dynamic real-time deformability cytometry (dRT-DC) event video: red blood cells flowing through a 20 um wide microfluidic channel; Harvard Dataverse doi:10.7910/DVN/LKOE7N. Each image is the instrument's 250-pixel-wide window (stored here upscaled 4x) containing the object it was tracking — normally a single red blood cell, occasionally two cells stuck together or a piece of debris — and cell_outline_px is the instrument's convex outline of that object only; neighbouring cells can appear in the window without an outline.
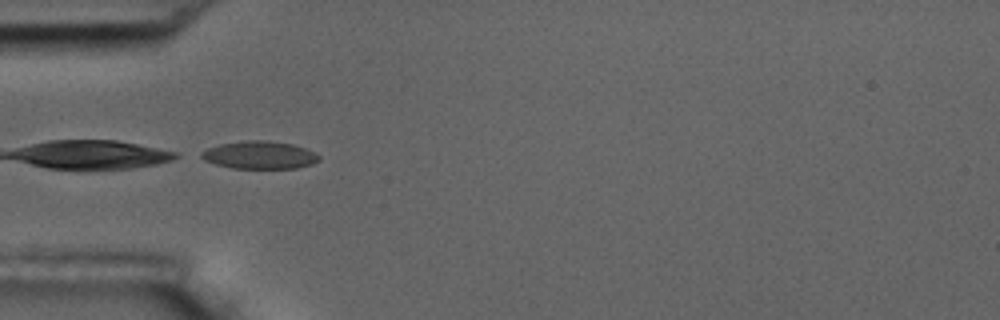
{"species": "common noctule bat (a hibernating species)", "species_latin": "Nyctalus noctula", "temperature_condition": "room temperature", "stored_images_in_passage": 14, "camera_frame_rate_fps": 3000, "um_per_image_px": 0.085, "animal": {"sex": "male", "body_mass_g": 17.5, "forearm_length_mm": 52.3}, "frame": {"image": 1, "passage_image": 5, "time_ms": 5.667, "image_size_px": [1000, 320], "cell_outline_px": [[320, 160], [312, 164], [296, 168], [232, 168], [216, 164], [204, 160], [196, 156], [200, 152], [208, 148], [220, 144], [248, 140], [264, 140], [292, 144], [304, 148], [320, 156]], "centroid_in_image_um": [22.02, 13.18], "position_along_channel_um": 63.0, "area_um2": 18.96}}
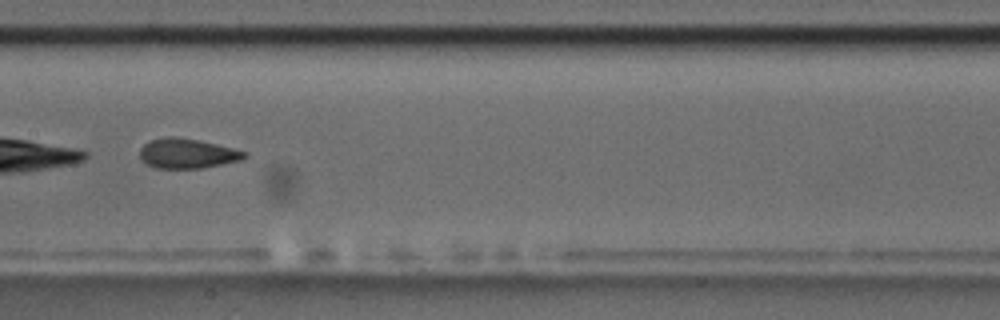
{"frame": {"image": 2, "passage_image": 8, "time_ms": 9.333, "image_size_px": [1000, 320], "cell_outline_px": [[248, 156], [240, 160], [200, 168], [156, 168], [148, 164], [140, 156], [140, 148], [148, 140], [168, 136], [176, 136], [200, 140], [248, 152]], "centroid_in_image_um": [15.91, 13.02], "position_along_channel_um": 191.5, "area_um2": 18.09}}
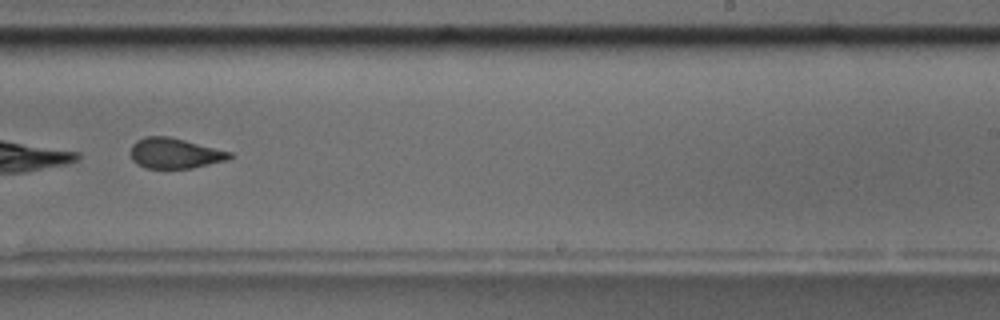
{"frame": {"image": 3, "passage_image": 10, "time_ms": 11.667, "image_size_px": [1000, 320], "cell_outline_px": [[232, 156], [228, 160], [192, 168], [148, 168], [136, 164], [132, 160], [132, 144], [136, 140], [144, 136], [168, 136], [232, 152]], "centroid_in_image_um": [14.85, 13.03], "position_along_channel_um": 274.1, "area_um2": 17.46}, "authors_computed_cell_mechanics": {"area_um2": 18.6116, "velocity_mm_per_s": 3.5557, "shape_relaxation_time_tau1_ms": 9.9822, "shape_relaxation_time_tau2_ms": 1.4308, "deformation_change_tau1": 0.1625, "deformation_change_tau2": 0.0492}}